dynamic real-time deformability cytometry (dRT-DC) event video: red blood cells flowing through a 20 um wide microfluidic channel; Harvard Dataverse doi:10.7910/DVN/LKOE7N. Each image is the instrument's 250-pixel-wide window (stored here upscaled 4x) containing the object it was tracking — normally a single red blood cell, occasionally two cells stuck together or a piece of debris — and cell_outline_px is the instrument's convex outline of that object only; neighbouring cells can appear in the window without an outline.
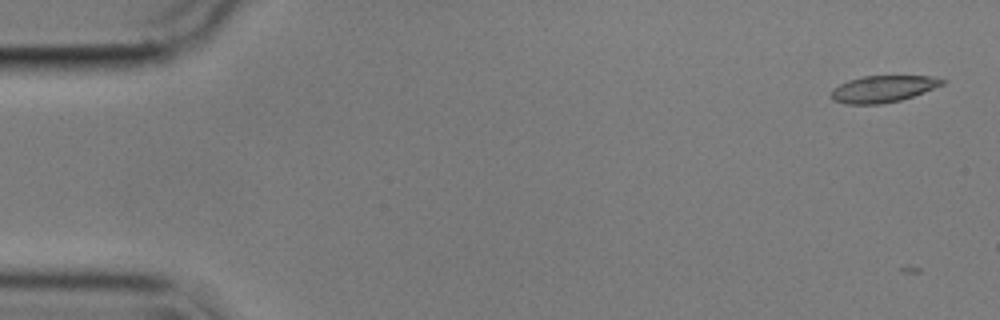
{"species": "common noctule bat (a hibernating species)", "species_latin": "Nyctalus noctula", "temperature_condition": "cold", "stored_images_in_passage": 6, "camera_frame_rate_fps": 3000, "um_per_image_px": 0.085, "animal": {"sex": "male", "body_mass_g": 17.9}, "frame": {"image": 1, "passage_image": 3, "time_ms": 0.667, "image_size_px": [1000, 320], "cell_outline_px": [[948, 80], [944, 84], [924, 92], [900, 100], [880, 104], [848, 104], [832, 100], [832, 88], [848, 80], [864, 76], [932, 76]], "centroid_in_image_um": [75.07, 7.55], "position_along_channel_um": 9.9, "area_um2": 17.22}}